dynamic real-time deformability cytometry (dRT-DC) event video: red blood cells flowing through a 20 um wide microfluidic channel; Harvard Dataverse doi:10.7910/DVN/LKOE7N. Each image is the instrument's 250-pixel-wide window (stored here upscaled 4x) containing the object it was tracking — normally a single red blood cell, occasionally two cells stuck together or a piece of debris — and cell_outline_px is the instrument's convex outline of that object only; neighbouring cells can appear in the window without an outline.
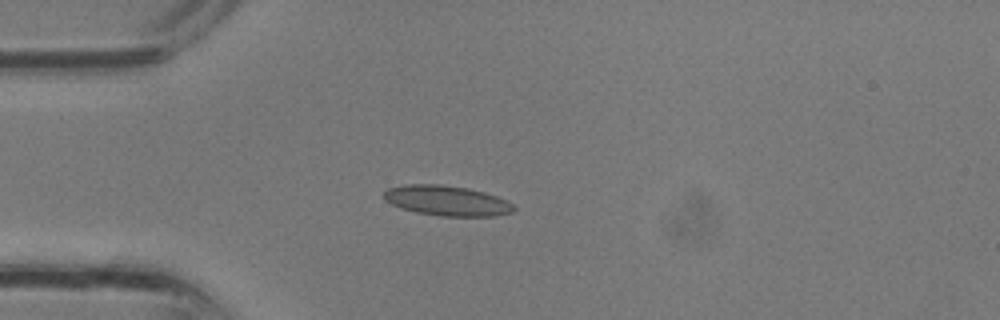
{"species": "common noctule bat (a hibernating species)", "species_latin": "Nyctalus noctula", "temperature_condition": "room temperature", "stored_images_in_passage": 30, "camera_frame_rate_fps": 3000, "um_per_image_px": 0.085, "animal": {"sex": "male", "body_mass_g": 13.3}, "frame": {"image": 1, "passage_image": 6, "time_ms": 1.667, "image_size_px": [1000, 320], "cell_outline_px": [[516, 208], [512, 212], [496, 216], [440, 216], [416, 212], [400, 208], [384, 200], [384, 192], [388, 188], [404, 184], [436, 184], [468, 188], [484, 192], [496, 196], [512, 204]], "centroid_in_image_um": [37.96, 17.06], "position_along_channel_um": 47.0, "area_um2": 22.77}}
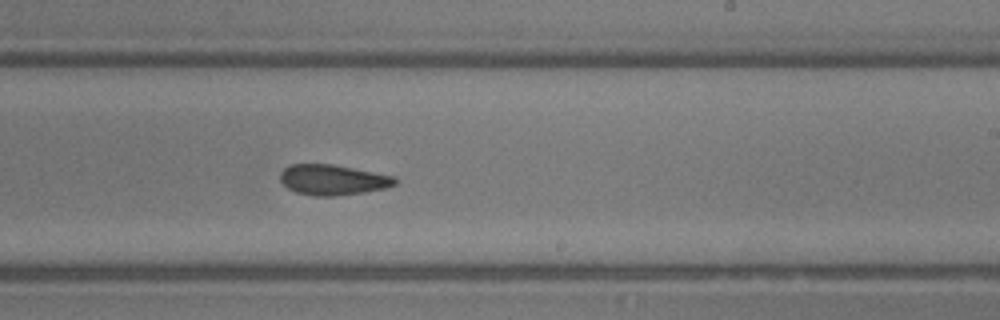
{"frame": {"image": 2, "passage_image": 17, "time_ms": 5.333, "image_size_px": [1000, 320], "cell_outline_px": [[396, 184], [384, 188], [364, 192], [332, 196], [312, 196], [296, 192], [288, 188], [280, 180], [280, 172], [284, 168], [292, 164], [332, 164], [396, 176]], "centroid_in_image_um": [28.28, 15.28], "position_along_channel_um": 260.7, "area_um2": 20.29}}
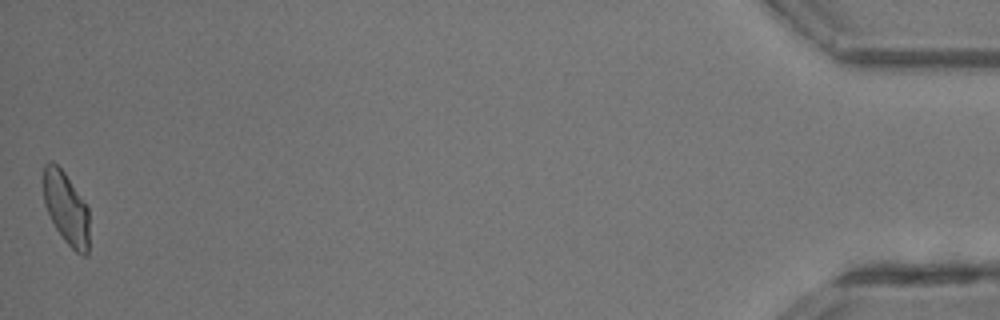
{"frame": {"image": 3, "passage_image": 30, "time_ms": 9.667, "image_size_px": [1000, 320], "cell_outline_px": [[88, 256], [84, 256], [76, 252], [64, 240], [56, 228], [44, 204], [44, 164], [52, 160], [64, 172], [88, 204]], "centroid_in_image_um": [5.64, 17.69], "position_along_channel_um": 429.6, "area_um2": 19.31}}